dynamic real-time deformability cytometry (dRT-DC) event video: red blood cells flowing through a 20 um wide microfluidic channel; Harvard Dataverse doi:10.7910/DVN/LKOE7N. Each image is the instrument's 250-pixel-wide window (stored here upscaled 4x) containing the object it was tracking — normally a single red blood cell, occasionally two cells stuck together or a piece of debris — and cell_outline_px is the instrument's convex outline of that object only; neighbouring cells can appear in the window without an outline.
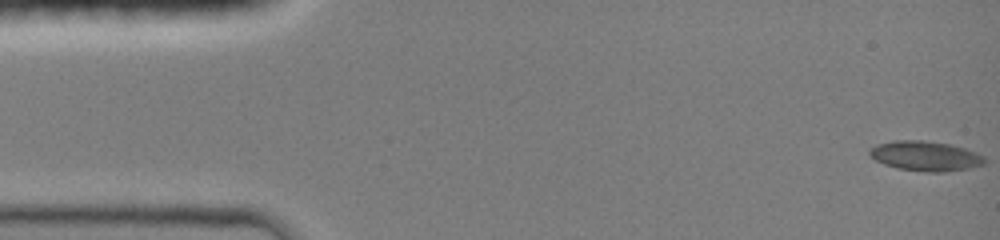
{"species": "common noctule bat (a hibernating species)", "species_latin": "Nyctalus noctula", "temperature_condition": "room temperature", "stored_images_in_passage": 47, "camera_frame_rate_fps": 3000, "um_per_image_px": 0.085, "animal": {"sex": "female", "body_mass_g": 19.0, "forearm_length_mm": 51.5}, "frame": {"image": 1, "passage_image": 1, "time_ms": 0.0, "image_size_px": [1000, 240], "cell_outline_px": [[984, 164], [968, 168], [940, 172], [932, 172], [896, 168], [884, 164], [876, 160], [868, 152], [872, 148], [880, 144], [892, 140], [924, 140], [948, 144], [964, 148], [980, 156], [984, 160]], "centroid_in_image_um": [78.61, 13.25], "position_along_channel_um": 6.4, "area_um2": 19.42}}
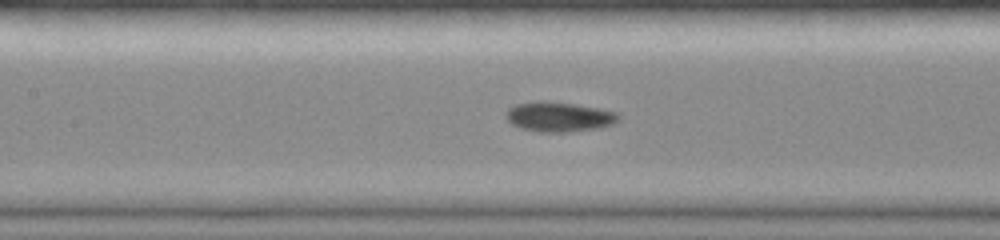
{"frame": {"image": 2, "passage_image": 21, "time_ms": 6.667, "image_size_px": [1000, 240], "cell_outline_px": [[620, 120], [612, 124], [596, 128], [568, 132], [540, 132], [520, 128], [512, 124], [504, 116], [508, 108], [516, 104], [540, 100], [544, 100], [572, 104], [596, 108], [616, 112], [620, 116]], "centroid_in_image_um": [47.47, 9.93], "position_along_channel_um": 159.9, "area_um2": 19.48}}
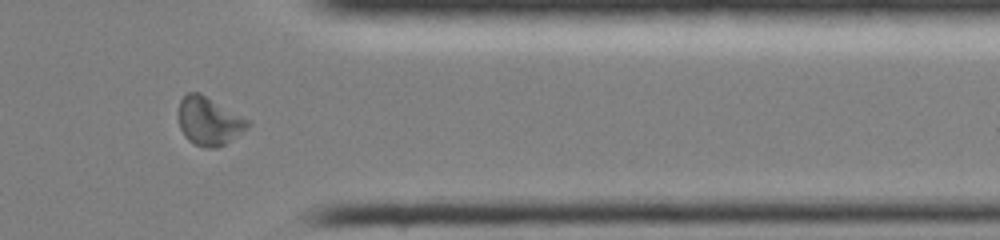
{"frame": {"image": 3, "passage_image": 38, "time_ms": 12.333, "image_size_px": [1000, 240], "cell_outline_px": [[252, 124], [248, 128], [224, 144], [216, 148], [204, 148], [188, 140], [184, 136], [180, 128], [176, 116], [180, 100], [188, 92], [200, 92], [248, 120]], "centroid_in_image_um": [17.71, 10.29], "position_along_channel_um": 393.7, "area_um2": 19.54}, "authors_computed_cell_mechanics": {"area_um2": 18.3804, "velocity_mm_per_s": 4.1618, "shape_relaxation_time_tau1_ms": 4.4359, "shape_relaxation_time_tau2_ms": 2.9566, "deformation_change_tau1": 0.1592, "deformation_change_tau2": 0.067}}